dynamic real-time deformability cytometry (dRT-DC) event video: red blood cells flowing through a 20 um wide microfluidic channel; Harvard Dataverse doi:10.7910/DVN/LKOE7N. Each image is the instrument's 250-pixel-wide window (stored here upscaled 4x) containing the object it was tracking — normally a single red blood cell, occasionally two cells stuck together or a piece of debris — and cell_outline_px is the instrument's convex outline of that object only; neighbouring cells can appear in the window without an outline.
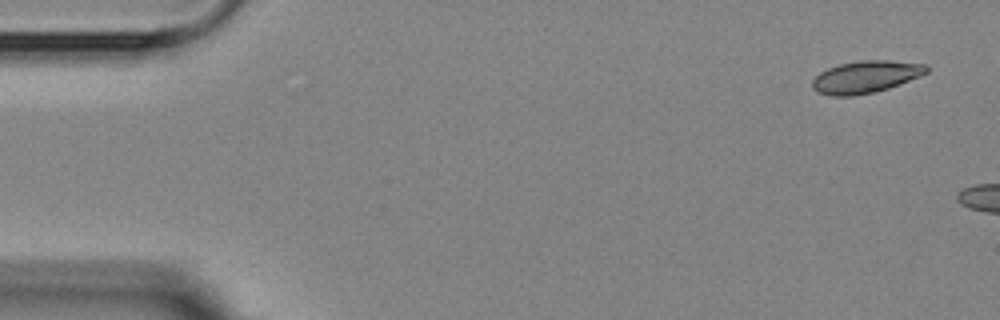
{"species": "Egyptian fruit bat (a non-hibernating species)", "species_latin": "Rousettus aegyptiacus", "temperature_condition": "room temperature", "stored_images_in_passage": 3, "camera_frame_rate_fps": 3000, "um_per_image_px": 0.085, "animal": {"sex": "female"}, "frame": {"image": 1, "passage_image": 1, "time_ms": 0.0, "image_size_px": [1000, 320], "cell_outline_px": [[928, 72], [920, 76], [888, 88], [876, 92], [852, 96], [832, 96], [816, 92], [812, 88], [812, 80], [820, 72], [828, 68], [840, 64], [860, 60], [888, 60], [924, 64], [928, 68]], "centroid_in_image_um": [73.55, 6.54], "position_along_channel_um": 11.4, "area_um2": 21.39}}